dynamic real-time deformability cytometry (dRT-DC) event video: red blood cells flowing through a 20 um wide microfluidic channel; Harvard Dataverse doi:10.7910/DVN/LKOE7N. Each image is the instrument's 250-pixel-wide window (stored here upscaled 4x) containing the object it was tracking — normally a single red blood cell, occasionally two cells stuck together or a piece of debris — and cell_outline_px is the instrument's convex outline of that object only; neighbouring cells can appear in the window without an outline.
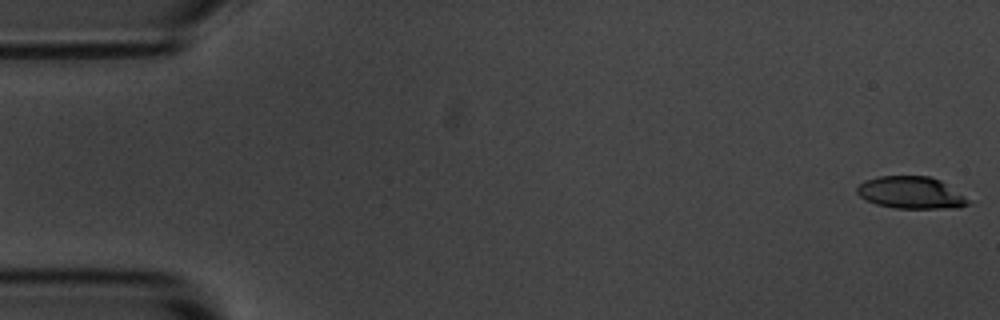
{"species": "common noctule bat (a hibernating species)", "species_latin": "Nyctalus noctula", "temperature_condition": "room temperature", "stored_images_in_passage": 56, "camera_frame_rate_fps": 3000, "um_per_image_px": 0.085, "animal": {"sex": "male", "body_mass_g": 20.1, "forearm_length_mm": 53.5}, "frame": {"image": 1, "passage_image": 1, "time_ms": 0.0, "image_size_px": [1000, 320], "cell_outline_px": [[968, 204], [956, 208], [896, 208], [876, 204], [860, 196], [856, 192], [856, 188], [864, 180], [880, 176], [928, 176], [940, 180], [964, 196], [968, 200]], "centroid_in_image_um": [77.4, 16.37], "position_along_channel_um": 7.6, "area_um2": 20.52}}
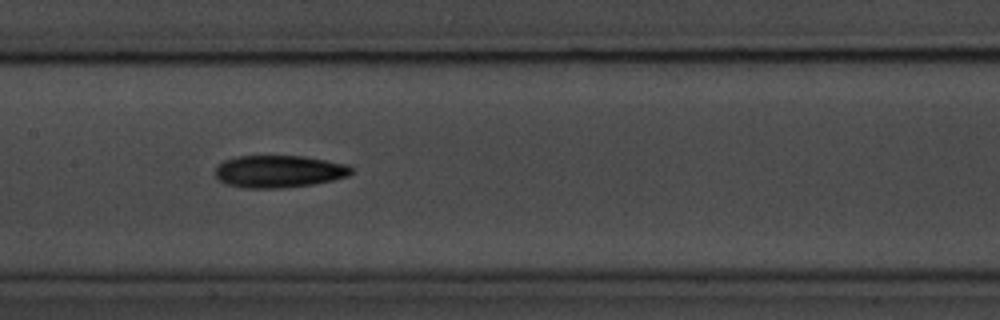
{"frame": {"image": 2, "passage_image": 27, "time_ms": 8.667, "image_size_px": [1000, 320], "cell_outline_px": [[352, 172], [348, 176], [332, 180], [312, 184], [280, 188], [244, 188], [224, 184], [212, 172], [216, 164], [224, 160], [236, 156], [304, 156], [348, 164], [352, 168]], "centroid_in_image_um": [23.65, 14.56], "position_along_channel_um": 183.8, "area_um2": 25.89}}
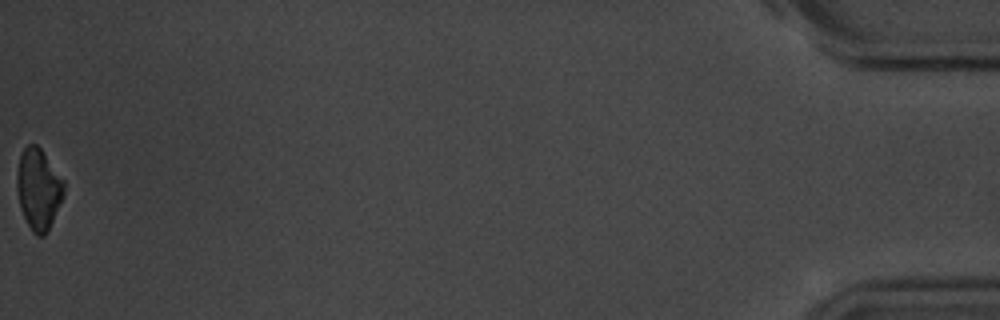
{"frame": {"image": 3, "passage_image": 56, "time_ms": 18.333, "image_size_px": [1000, 320], "cell_outline_px": [[64, 192], [48, 232], [44, 236], [36, 236], [32, 232], [20, 208], [16, 188], [16, 172], [20, 156], [24, 148], [28, 144], [36, 144], [40, 148], [64, 180]], "centroid_in_image_um": [3.25, 16.08], "position_along_channel_um": 432.0, "area_um2": 22.14}, "authors_computed_cell_mechanics": {"area_um2": 24.0737, "velocity_mm_per_s": 3.6115, "shape_relaxation_time_tau1_ms": 3.7275, "shape_relaxation_time_tau2_ms": null, "deformation_change_tau1": 0.1301, "deformation_change_tau2": null}}